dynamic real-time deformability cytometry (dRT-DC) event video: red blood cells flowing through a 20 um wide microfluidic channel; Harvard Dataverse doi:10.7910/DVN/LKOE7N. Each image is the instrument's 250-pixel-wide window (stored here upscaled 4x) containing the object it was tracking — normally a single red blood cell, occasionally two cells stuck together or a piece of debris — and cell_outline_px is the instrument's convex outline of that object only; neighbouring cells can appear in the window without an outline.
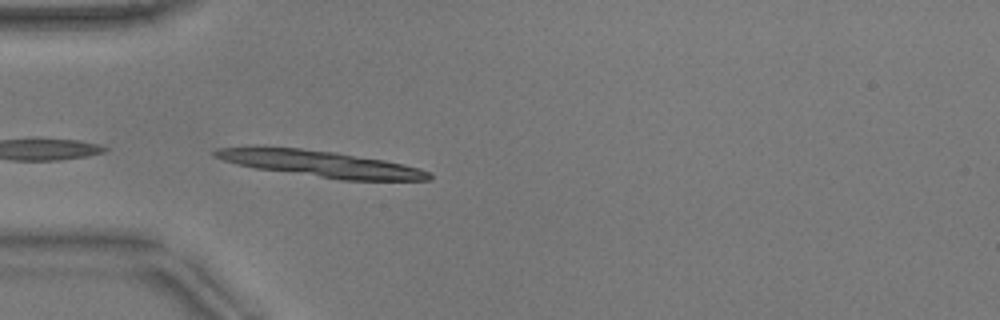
{"species": "common noctule bat (a hibernating species)", "species_latin": "Nyctalus noctula", "temperature_condition": "warm", "stored_images_in_passage": 3, "camera_frame_rate_fps": 3000, "um_per_image_px": 0.085, "animal": {"sex": "male", "body_mass_g": 17.9}, "frame": {"image": 1, "passage_image": 1, "time_ms": 0.0, "image_size_px": [1000, 320], "cell_outline_px": [[432, 180], [340, 180], [256, 168], [224, 160], [216, 156], [212, 152], [220, 148], [256, 144], [264, 144], [336, 152], [384, 160], [404, 164], [420, 168], [432, 172]], "centroid_in_image_um": [27.22, 13.89], "position_along_channel_um": 57.8, "area_um2": 33.35}}